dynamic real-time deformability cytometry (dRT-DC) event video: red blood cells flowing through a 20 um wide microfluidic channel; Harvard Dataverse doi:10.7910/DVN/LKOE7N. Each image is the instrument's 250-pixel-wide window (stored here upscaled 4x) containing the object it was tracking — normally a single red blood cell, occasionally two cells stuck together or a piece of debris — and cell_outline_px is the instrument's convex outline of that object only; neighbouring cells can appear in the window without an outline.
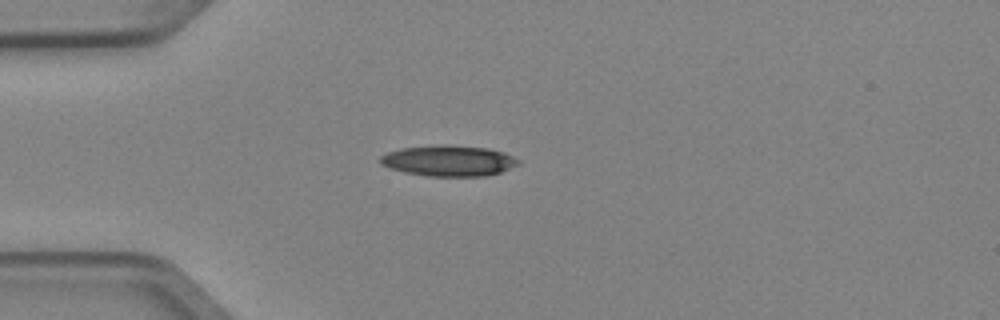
{"species": "Egyptian fruit bat (a non-hibernating species)", "species_latin": "Rousettus aegyptiacus", "temperature_condition": "cold", "stored_images_in_passage": 2, "camera_frame_rate_fps": 3000, "um_per_image_px": 0.085, "animal": {"sex": "female"}, "frame": {"image": 1, "passage_image": 1, "time_ms": 0.0, "image_size_px": [1000, 320], "cell_outline_px": [[520, 164], [500, 172], [484, 176], [428, 176], [404, 172], [388, 168], [380, 164], [380, 156], [388, 152], [400, 148], [436, 144], [444, 144], [488, 148], [504, 152], [520, 160]], "centroid_in_image_um": [38.12, 13.65], "position_along_channel_um": 46.9, "area_um2": 25.03}}